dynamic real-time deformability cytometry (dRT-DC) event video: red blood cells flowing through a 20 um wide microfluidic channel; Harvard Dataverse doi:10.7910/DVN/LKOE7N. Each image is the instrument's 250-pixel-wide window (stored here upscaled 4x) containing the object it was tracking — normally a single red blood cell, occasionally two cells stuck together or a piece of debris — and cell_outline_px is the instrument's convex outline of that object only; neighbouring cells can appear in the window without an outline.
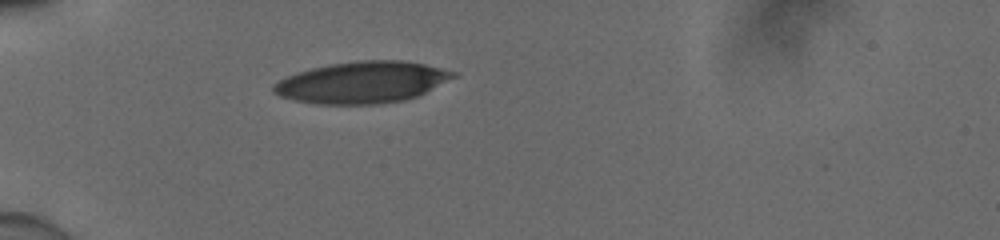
{"species": "human", "species_latin": "Homo sapiens", "temperature_condition": "cold", "stored_images_in_passage": 3, "camera_frame_rate_fps": 3000, "um_per_image_px": 0.085, "donor": {"sex": "male"}, "frame": {"image": 1, "passage_image": 1, "time_ms": 0.0, "image_size_px": [1000, 240], "cell_outline_px": [[456, 76], [416, 96], [404, 100], [376, 104], [316, 104], [296, 100], [280, 96], [272, 92], [272, 84], [288, 76], [312, 68], [328, 64], [360, 60], [400, 60], [424, 64], [456, 72]], "centroid_in_image_um": [30.75, 7.0], "position_along_channel_um": 54.3, "area_um2": 43.06}}
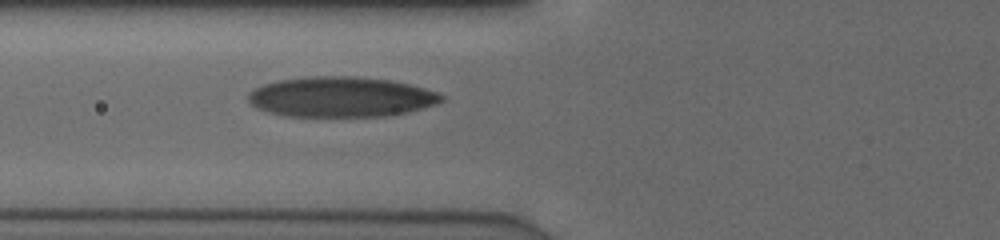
{"frame": {"image": 2, "passage_image": 3, "time_ms": 0.667, "image_size_px": [1000, 240], "cell_outline_px": [[444, 100], [436, 104], [388, 116], [288, 116], [268, 112], [256, 108], [248, 100], [248, 92], [252, 88], [264, 84], [280, 80], [312, 76], [352, 76], [388, 80], [408, 84], [424, 88], [436, 92], [444, 96]], "centroid_in_image_um": [28.94, 8.24], "position_along_channel_um": 96.9, "area_um2": 45.03}}